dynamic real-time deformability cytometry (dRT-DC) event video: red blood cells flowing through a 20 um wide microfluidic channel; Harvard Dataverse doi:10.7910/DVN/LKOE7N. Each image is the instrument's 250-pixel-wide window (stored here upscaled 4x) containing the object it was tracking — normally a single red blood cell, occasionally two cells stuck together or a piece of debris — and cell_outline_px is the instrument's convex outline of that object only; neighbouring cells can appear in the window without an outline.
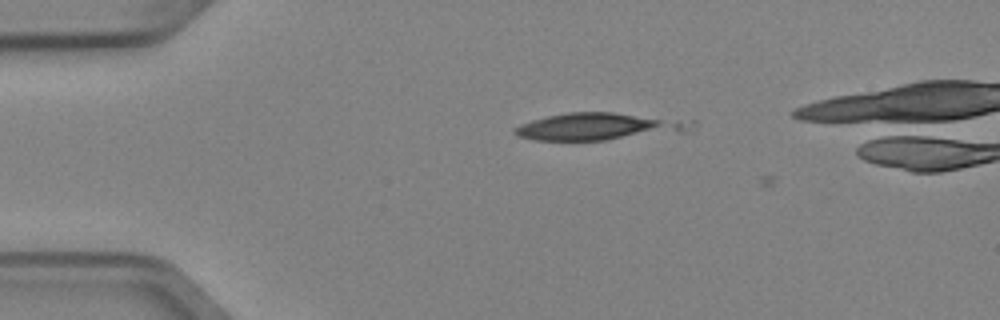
{"species": "Egyptian fruit bat (a non-hibernating species)", "species_latin": "Rousettus aegyptiacus", "temperature_condition": "cold", "stored_images_in_passage": 2, "camera_frame_rate_fps": 3000, "um_per_image_px": 0.085, "animal": {"sex": "female"}, "frame": {"image": 1, "passage_image": 1, "time_ms": 0.0, "image_size_px": [1000, 320], "cell_outline_px": [[696, 124], [684, 132], [604, 140], [532, 140], [516, 136], [512, 132], [512, 128], [520, 124], [532, 120], [548, 116], [568, 112], [612, 112], [696, 120]], "centroid_in_image_um": [50.93, 10.75], "position_along_channel_um": 34.1, "area_um2": 28.38}}